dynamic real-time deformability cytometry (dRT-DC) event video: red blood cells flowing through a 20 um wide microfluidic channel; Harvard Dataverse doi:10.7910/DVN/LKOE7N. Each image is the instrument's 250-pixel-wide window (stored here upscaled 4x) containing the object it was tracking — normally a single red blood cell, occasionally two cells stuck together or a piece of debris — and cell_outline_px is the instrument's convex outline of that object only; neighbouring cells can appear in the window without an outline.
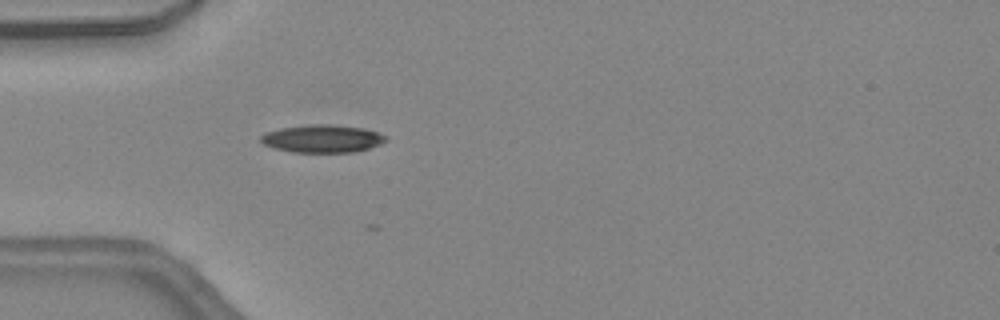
{"species": "common noctule bat (a hibernating species)", "species_latin": "Nyctalus noctula", "temperature_condition": "warm", "stored_images_in_passage": 14, "camera_frame_rate_fps": 3000, "um_per_image_px": 0.085, "animal": {"sex": "female", "body_mass_g": 24.6, "forearm_length_mm": 56.2}, "frame": {"image": 1, "passage_image": 9, "time_ms": 2.667, "image_size_px": [1000, 320], "cell_outline_px": [[388, 140], [380, 144], [368, 148], [352, 152], [292, 152], [272, 148], [264, 144], [260, 140], [260, 136], [268, 132], [280, 128], [312, 124], [332, 124], [364, 128], [376, 132], [384, 136]], "centroid_in_image_um": [27.38, 11.78], "position_along_channel_um": 57.6, "area_um2": 20.11}}